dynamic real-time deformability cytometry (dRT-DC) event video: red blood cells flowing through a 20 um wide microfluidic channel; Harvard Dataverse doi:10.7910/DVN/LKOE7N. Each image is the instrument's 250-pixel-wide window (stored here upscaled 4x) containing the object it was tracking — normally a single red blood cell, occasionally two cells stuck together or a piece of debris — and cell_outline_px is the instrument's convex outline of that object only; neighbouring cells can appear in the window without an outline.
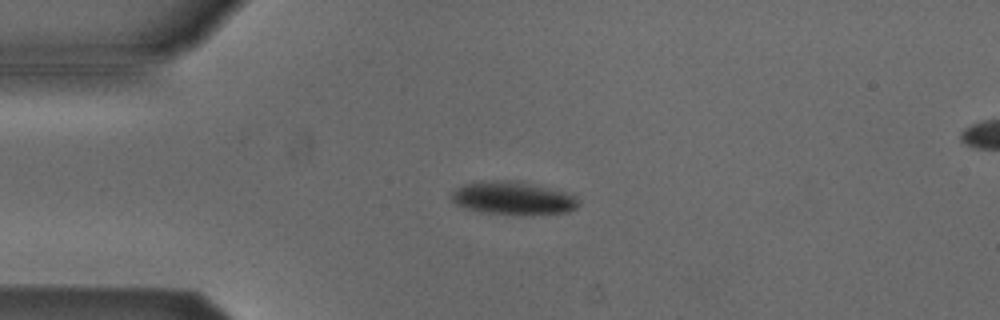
{"species": "Egyptian fruit bat (a non-hibernating species)", "species_latin": "Rousettus aegyptiacus", "temperature_condition": "cold", "stored_images_in_passage": 2, "camera_frame_rate_fps": 3000, "um_per_image_px": 0.085, "animal": {"sex": "male"}, "frame": {"image": 1, "passage_image": 1, "time_ms": 0.0, "image_size_px": [1000, 320], "cell_outline_px": [[580, 204], [576, 208], [568, 212], [524, 216], [480, 212], [464, 208], [456, 204], [448, 196], [456, 188], [464, 184], [480, 180], [512, 180], [572, 192], [576, 196]], "centroid_in_image_um": [43.62, 16.85], "position_along_channel_um": 41.4, "area_um2": 25.37}}